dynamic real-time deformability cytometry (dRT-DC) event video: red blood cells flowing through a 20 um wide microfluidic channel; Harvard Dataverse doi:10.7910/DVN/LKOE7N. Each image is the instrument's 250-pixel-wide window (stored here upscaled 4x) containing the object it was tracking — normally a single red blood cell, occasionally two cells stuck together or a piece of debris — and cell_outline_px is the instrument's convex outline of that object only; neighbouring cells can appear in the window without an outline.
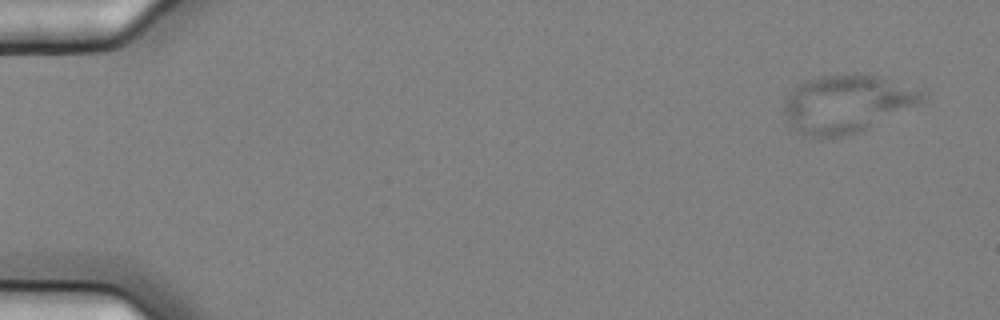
{"species": "common noctule bat (a hibernating species)", "species_latin": "Nyctalus noctula", "temperature_condition": "cold", "stored_images_in_passage": 15, "camera_frame_rate_fps": 3000, "um_per_image_px": 0.085, "animal": {"sex": "female", "body_mass_g": 25.1}, "frame": {"image": 1, "passage_image": 1, "time_ms": 0.0, "image_size_px": [1000, 320], "cell_outline_px": [[924, 100], [856, 132], [840, 136], [808, 136], [800, 132], [788, 120], [784, 112], [784, 100], [800, 84], [808, 80], [820, 76], [856, 72], [876, 76], [924, 92]], "centroid_in_image_um": [71.92, 8.78], "position_along_channel_um": 13.1, "area_um2": 44.74}}
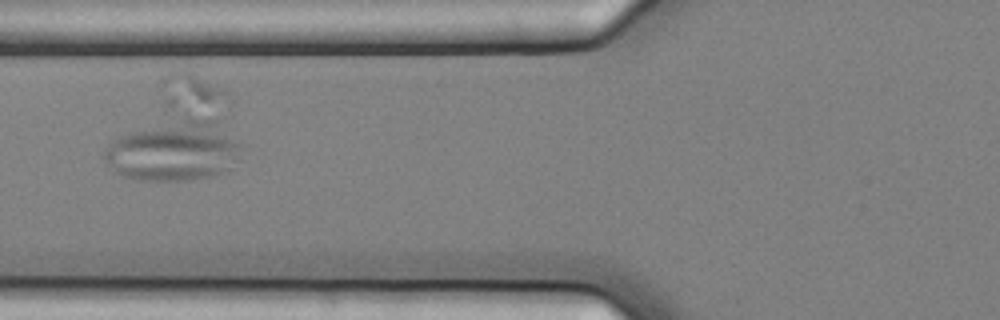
{"frame": {"image": 2, "passage_image": 6, "time_ms": 1.667, "image_size_px": [1000, 320], "cell_outline_px": [[240, 160], [228, 172], [212, 176], [192, 180], [136, 180], [124, 176], [116, 172], [104, 160], [104, 148], [112, 140], [128, 132], [188, 116], [216, 116], [240, 144]], "centroid_in_image_um": [14.87, 12.79], "position_along_channel_um": 110.9, "area_um2": 49.13}}
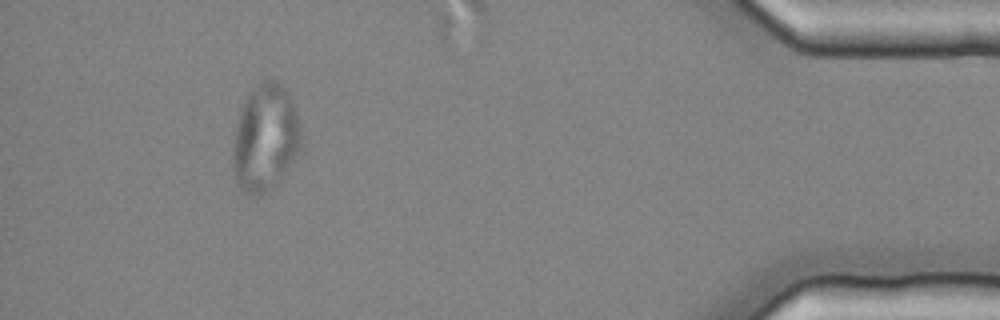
{"frame": {"image": 3, "passage_image": 14, "time_ms": 4.333, "image_size_px": [1000, 320], "cell_outline_px": [[304, 144], [300, 152], [276, 184], [272, 188], [256, 196], [252, 196], [240, 192], [236, 184], [232, 168], [232, 140], [240, 108], [248, 92], [260, 80], [276, 80], [284, 88], [296, 112], [300, 124]], "centroid_in_image_um": [22.51, 11.75], "position_along_channel_um": 412.7, "area_um2": 43.52}}